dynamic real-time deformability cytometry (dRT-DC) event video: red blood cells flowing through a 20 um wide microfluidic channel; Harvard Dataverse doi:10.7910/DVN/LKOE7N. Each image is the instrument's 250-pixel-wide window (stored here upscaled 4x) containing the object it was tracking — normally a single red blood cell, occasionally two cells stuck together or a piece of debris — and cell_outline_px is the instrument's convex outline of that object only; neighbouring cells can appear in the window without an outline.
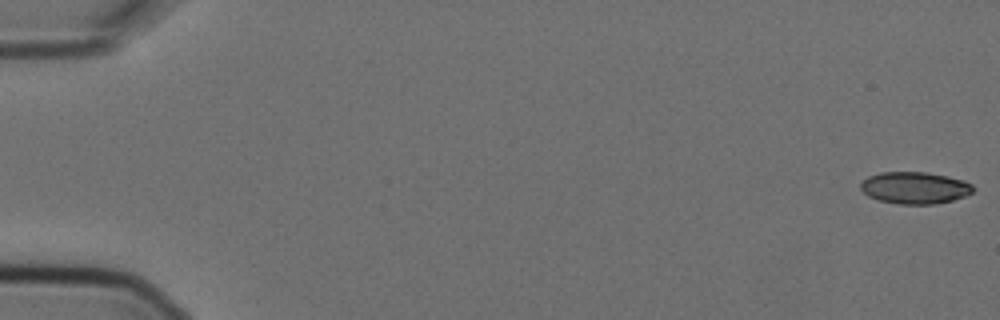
{"species": "Egyptian fruit bat (a non-hibernating species)", "species_latin": "Rousettus aegyptiacus", "temperature_condition": "cold", "stored_images_in_passage": 5, "camera_frame_rate_fps": 3000, "um_per_image_px": 0.085, "animal": {"sex": "female"}, "frame": {"image": 1, "passage_image": 1, "time_ms": 0.0, "image_size_px": [1000, 320], "cell_outline_px": [[972, 192], [964, 196], [952, 200], [932, 204], [900, 204], [880, 200], [868, 196], [860, 188], [860, 184], [868, 176], [880, 172], [928, 172], [948, 176], [964, 180], [972, 184]], "centroid_in_image_um": [77.75, 15.95], "position_along_channel_um": 7.3, "area_um2": 20.81}}